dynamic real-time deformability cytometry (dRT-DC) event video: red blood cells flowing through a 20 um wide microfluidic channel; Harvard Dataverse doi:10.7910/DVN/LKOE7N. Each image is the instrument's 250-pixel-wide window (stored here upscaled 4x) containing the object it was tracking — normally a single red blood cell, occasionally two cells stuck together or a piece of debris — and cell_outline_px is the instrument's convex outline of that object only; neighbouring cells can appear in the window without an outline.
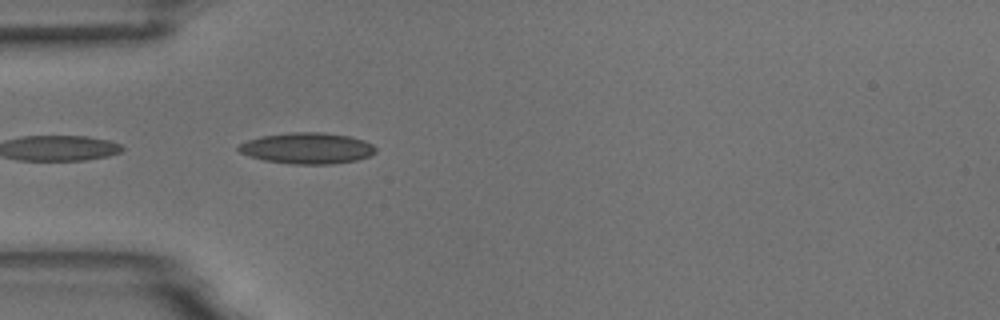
{"species": "common noctule bat (a hibernating species)", "species_latin": "Nyctalus noctula", "temperature_condition": "room temperature", "stored_images_in_passage": 4, "camera_frame_rate_fps": 3000, "um_per_image_px": 0.085, "animal": {"sex": "male", "body_mass_g": 18.8}, "frame": {"image": 1, "passage_image": 1, "time_ms": 0.0, "image_size_px": [1000, 320], "cell_outline_px": [[376, 152], [368, 156], [356, 160], [332, 164], [292, 164], [264, 160], [248, 156], [240, 152], [236, 148], [240, 144], [248, 140], [260, 136], [292, 132], [324, 132], [348, 136], [364, 140], [372, 144], [376, 148]], "centroid_in_image_um": [26.1, 12.6], "position_along_channel_um": 58.9, "area_um2": 24.85}}